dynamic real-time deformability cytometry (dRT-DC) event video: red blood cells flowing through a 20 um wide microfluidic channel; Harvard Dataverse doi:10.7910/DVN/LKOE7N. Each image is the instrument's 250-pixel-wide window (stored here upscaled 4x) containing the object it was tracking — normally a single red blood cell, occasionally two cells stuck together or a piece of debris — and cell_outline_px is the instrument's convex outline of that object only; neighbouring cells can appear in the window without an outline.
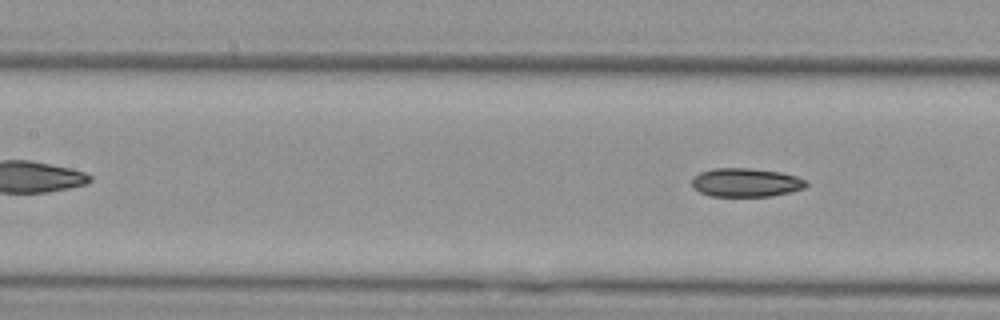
{"species": "Egyptian fruit bat (a non-hibernating species)", "species_latin": "Rousettus aegyptiacus", "temperature_condition": "cold", "stored_images_in_passage": 6, "segment_of_instrument_passage": [2, 2], "camera_frame_rate_fps": 3000, "um_per_image_px": 0.085, "animal": {"sex": "female"}, "frame": {"image": 1, "passage_image": 6, "time_ms": 6.0, "image_size_px": [1000, 320], "cell_outline_px": [[808, 184], [804, 188], [788, 192], [768, 196], [712, 196], [700, 192], [692, 184], [692, 176], [700, 172], [716, 168], [748, 168], [780, 172], [796, 176], [804, 180]], "centroid_in_image_um": [63.38, 15.5], "position_along_channel_um": 144.0, "area_um2": 18.84}}